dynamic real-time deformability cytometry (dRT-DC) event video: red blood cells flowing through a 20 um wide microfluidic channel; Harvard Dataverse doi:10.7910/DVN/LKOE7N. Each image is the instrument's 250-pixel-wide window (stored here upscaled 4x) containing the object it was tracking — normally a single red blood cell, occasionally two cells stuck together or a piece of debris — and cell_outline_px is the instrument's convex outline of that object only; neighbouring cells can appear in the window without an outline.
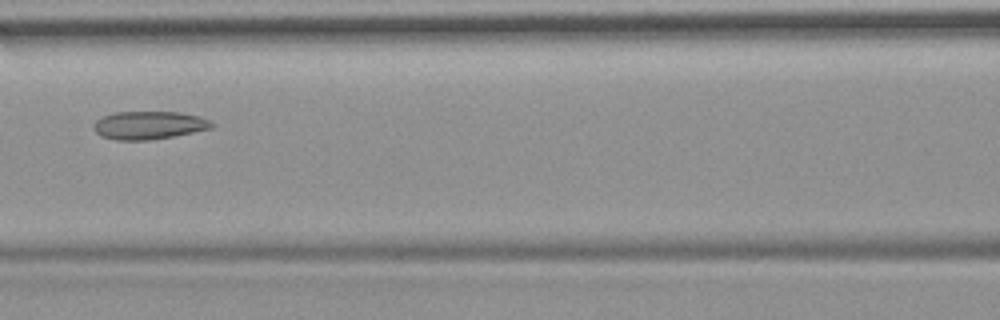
{"species": "common noctule bat (a hibernating species)", "species_latin": "Nyctalus noctula", "temperature_condition": "room temperature", "stored_images_in_passage": 3, "camera_frame_rate_fps": 3000, "um_per_image_px": 0.085, "animal": {"sex": "female", "body_mass_g": 19.9}, "frame": {"image": 1, "passage_image": 3, "time_ms": 2.333, "image_size_px": [1000, 320], "cell_outline_px": [[212, 128], [172, 136], [148, 140], [116, 140], [100, 136], [92, 128], [92, 124], [96, 120], [104, 116], [116, 112], [180, 112], [200, 116], [208, 120], [212, 124]], "centroid_in_image_um": [12.6, 10.64], "position_along_channel_um": 154.0, "area_um2": 19.19}}